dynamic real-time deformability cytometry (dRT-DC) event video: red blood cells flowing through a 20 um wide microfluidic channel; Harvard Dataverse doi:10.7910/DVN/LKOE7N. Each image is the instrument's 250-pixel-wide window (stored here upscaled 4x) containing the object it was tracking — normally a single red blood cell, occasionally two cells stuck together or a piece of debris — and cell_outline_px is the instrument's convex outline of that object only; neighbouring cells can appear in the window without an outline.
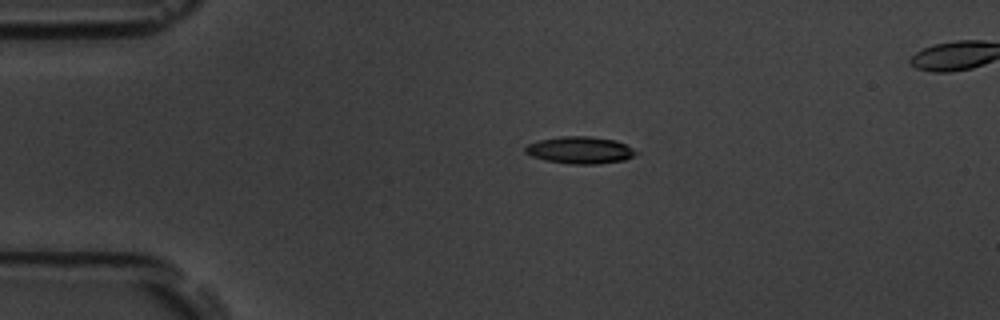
{"species": "common noctule bat (a hibernating species)", "species_latin": "Nyctalus noctula", "temperature_condition": "room temperature", "stored_images_in_passage": 44, "camera_frame_rate_fps": 3000, "um_per_image_px": 0.085, "animal": {"sex": "male", "body_mass_g": 19.5, "forearm_length_mm": 54.6}, "frame": {"image": 1, "passage_image": 1, "time_ms": 0.0, "image_size_px": [1000, 320], "cell_outline_px": [[640, 152], [624, 160], [596, 164], [568, 164], [544, 160], [532, 156], [524, 152], [524, 148], [528, 144], [540, 140], [560, 136], [588, 136], [616, 140]], "centroid_in_image_um": [49.29, 12.76], "position_along_channel_um": 35.7, "area_um2": 17.46}}
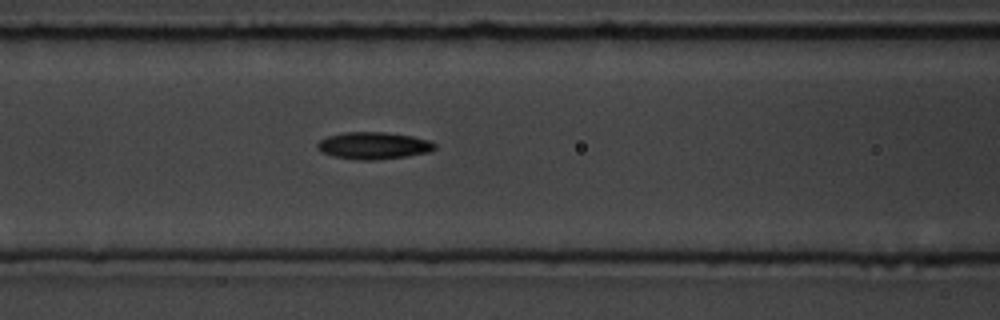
{"frame": {"image": 2, "passage_image": 12, "time_ms": 3.667, "image_size_px": [1000, 320], "cell_outline_px": [[436, 148], [428, 152], [408, 156], [376, 160], [360, 160], [332, 156], [320, 152], [316, 148], [316, 144], [320, 140], [328, 136], [344, 132], [384, 132], [412, 136], [428, 140], [436, 144]], "centroid_in_image_um": [31.72, 12.38], "position_along_channel_um": 134.9, "area_um2": 18.61}}
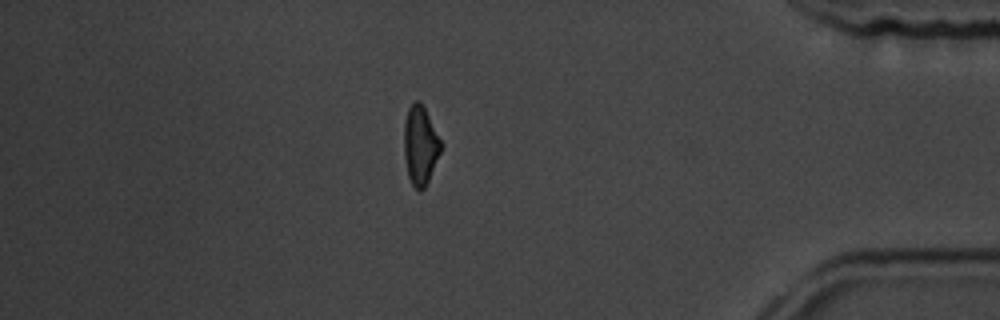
{"frame": {"image": 3, "passage_image": 36, "time_ms": 11.667, "image_size_px": [1000, 320], "cell_outline_px": [[440, 152], [428, 180], [424, 188], [420, 192], [412, 184], [408, 176], [404, 156], [404, 120], [408, 108], [416, 100], [420, 100], [440, 140]], "centroid_in_image_um": [35.69, 12.35], "position_along_channel_um": 399.5, "area_um2": 16.53}, "authors_computed_cell_mechanics": {"area_um2": 17.4845, "velocity_mm_per_s": 3.7735, "shape_relaxation_time_tau1_ms": 4.1412, "shape_relaxation_time_tau2_ms": 4.2777, "deformation_change_tau1": 0.1662, "deformation_change_tau2": 0.1324}}